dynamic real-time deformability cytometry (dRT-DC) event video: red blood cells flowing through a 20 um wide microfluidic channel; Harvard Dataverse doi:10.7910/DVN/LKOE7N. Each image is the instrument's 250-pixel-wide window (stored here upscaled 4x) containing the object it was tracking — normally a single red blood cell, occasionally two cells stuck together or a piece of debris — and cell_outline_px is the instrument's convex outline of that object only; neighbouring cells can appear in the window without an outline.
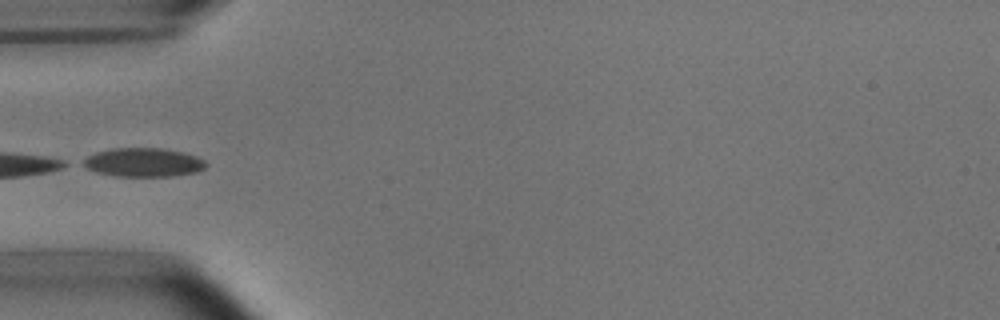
{"species": "common noctule bat (a hibernating species)", "species_latin": "Nyctalus noctula", "temperature_condition": "room temperature", "stored_images_in_passage": 6, "camera_frame_rate_fps": 3000, "um_per_image_px": 0.085, "animal": {"sex": "male", "body_mass_g": 15.6}, "frame": {"image": 1, "passage_image": 3, "time_ms": 2.333, "image_size_px": [1000, 320], "cell_outline_px": [[208, 164], [204, 168], [196, 172], [172, 176], [116, 176], [96, 172], [80, 164], [80, 160], [96, 152], [112, 148], [160, 148], [184, 152], [196, 156], [204, 160]], "centroid_in_image_um": [12.17, 13.8], "position_along_channel_um": 72.8, "area_um2": 20.69}}
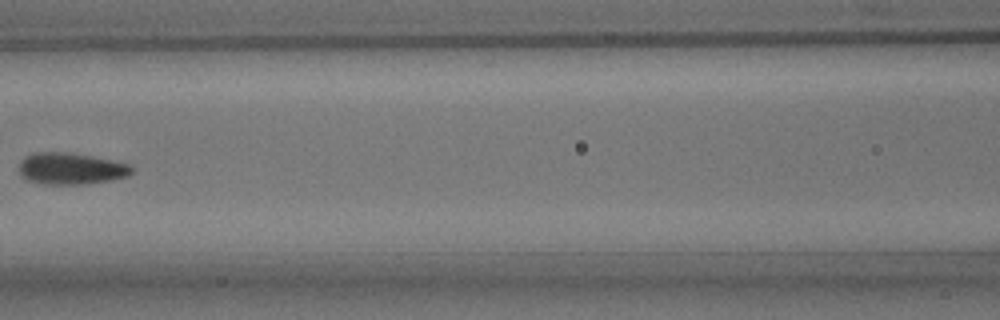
{"frame": {"image": 2, "passage_image": 5, "time_ms": 4.667, "image_size_px": [1000, 320], "cell_outline_px": [[136, 172], [128, 176], [112, 180], [84, 184], [44, 184], [28, 180], [20, 176], [20, 160], [24, 156], [36, 152], [68, 152], [92, 156], [132, 164], [136, 168]], "centroid_in_image_um": [6.09, 14.33], "position_along_channel_um": 160.5, "area_um2": 21.15}}
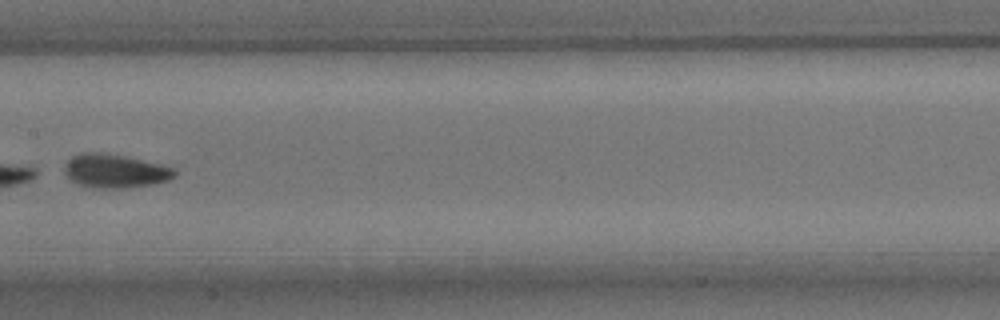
{"frame": {"image": 3, "passage_image": 6, "time_ms": 5.667, "image_size_px": [1000, 320], "cell_outline_px": [[176, 176], [168, 180], [152, 184], [120, 188], [92, 188], [80, 184], [72, 180], [64, 172], [64, 164], [72, 156], [80, 152], [96, 152], [124, 156], [160, 164], [172, 168], [176, 172]], "centroid_in_image_um": [9.74, 14.53], "position_along_channel_um": 197.7, "area_um2": 21.39}}